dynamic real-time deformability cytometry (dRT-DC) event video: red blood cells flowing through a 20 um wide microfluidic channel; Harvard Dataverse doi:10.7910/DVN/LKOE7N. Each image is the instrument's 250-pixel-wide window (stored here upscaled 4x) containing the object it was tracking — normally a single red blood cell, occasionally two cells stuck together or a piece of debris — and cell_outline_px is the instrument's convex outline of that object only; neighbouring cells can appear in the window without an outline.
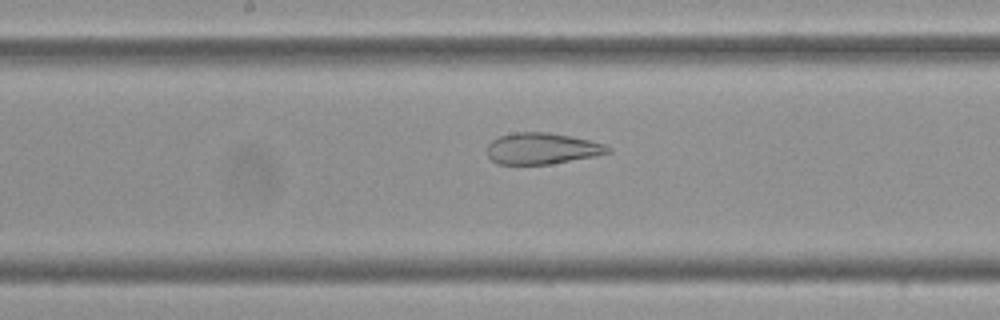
{"species": "Egyptian fruit bat (a non-hibernating species)", "species_latin": "Rousettus aegyptiacus", "temperature_condition": "cold", "stored_images_in_passage": 57, "camera_frame_rate_fps": 3000, "um_per_image_px": 0.085, "frame": {"image": 1, "passage_image": 30, "time_ms": 9.667, "image_size_px": [1000, 320], "cell_outline_px": [[612, 152], [596, 156], [548, 164], [496, 164], [488, 156], [488, 144], [492, 140], [500, 136], [512, 132], [548, 132], [572, 136], [604, 144], [612, 148]], "centroid_in_image_um": [46.08, 12.62], "position_along_channel_um": 202.1, "area_um2": 22.08}}
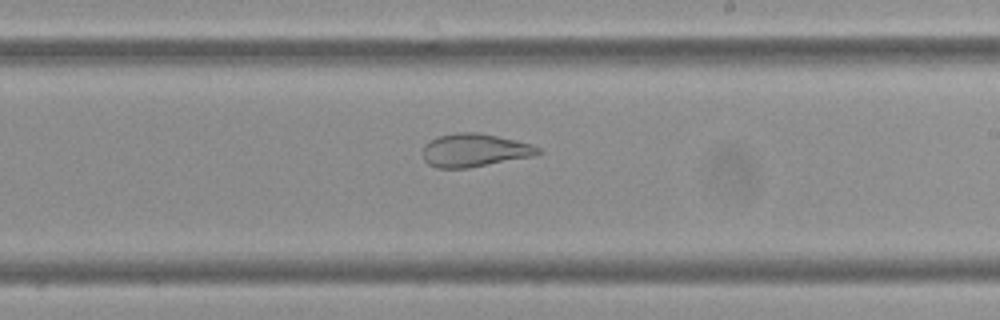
{"frame": {"image": 2, "passage_image": 34, "time_ms": 11.0, "image_size_px": [1000, 320], "cell_outline_px": [[544, 152], [536, 156], [468, 168], [436, 168], [428, 164], [424, 160], [424, 144], [440, 136], [456, 132], [476, 132], [496, 136], [532, 144], [540, 148]], "centroid_in_image_um": [40.38, 12.78], "position_along_channel_um": 248.6, "area_um2": 22.31}}
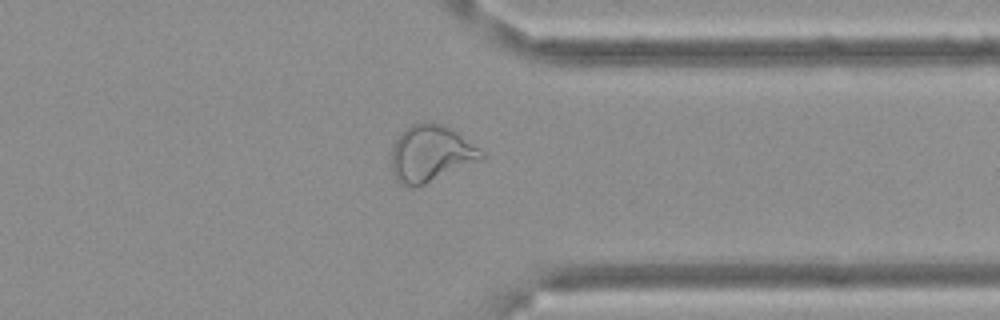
{"frame": {"image": 3, "passage_image": 45, "time_ms": 14.667, "image_size_px": [1000, 320], "cell_outline_px": [[484, 156], [480, 160], [424, 184], [412, 188], [400, 184], [396, 180], [392, 172], [392, 144], [400, 132], [404, 128], [412, 124], [424, 120], [432, 120], [444, 124], [456, 132], [484, 152]], "centroid_in_image_um": [36.56, 13.02], "position_along_channel_um": 374.8, "area_um2": 29.82}}